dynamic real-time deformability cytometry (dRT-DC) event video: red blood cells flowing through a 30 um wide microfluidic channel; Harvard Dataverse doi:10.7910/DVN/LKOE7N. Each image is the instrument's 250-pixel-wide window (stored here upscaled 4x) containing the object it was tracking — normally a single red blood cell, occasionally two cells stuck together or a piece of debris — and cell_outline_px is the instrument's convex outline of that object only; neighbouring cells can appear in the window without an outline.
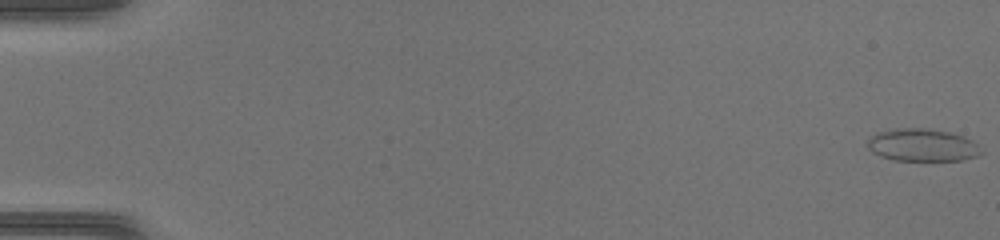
{"species": "common noctule bat (a hibernating species)", "species_latin": "Nyctalus noctula", "temperature_condition": "warm", "stored_images_in_passage": 47, "camera_frame_rate_fps": 3000, "um_per_image_px": 0.085, "animal": {"sex": "female", "body_mass_g": 17.0, "forearm_length_mm": 48.0}, "frame": {"image": 1, "passage_image": 1, "time_ms": 0.0, "image_size_px": [1000, 240], "cell_outline_px": [[984, 152], [980, 156], [964, 160], [892, 160], [880, 156], [872, 152], [868, 148], [868, 140], [876, 132], [896, 128], [920, 128], [948, 132], [964, 136], [972, 140]], "centroid_in_image_um": [78.41, 12.34], "position_along_channel_um": 6.6, "area_um2": 21.62}}
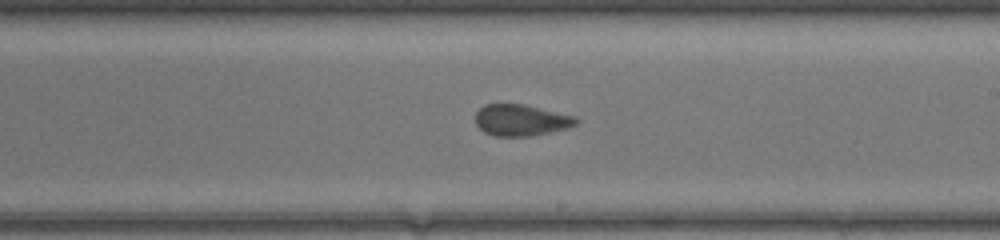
{"frame": {"image": 2, "passage_image": 29, "time_ms": 9.333, "image_size_px": [1000, 240], "cell_outline_px": [[580, 120], [576, 124], [568, 128], [528, 136], [496, 136], [484, 132], [476, 124], [476, 112], [484, 104], [524, 104], [576, 116]], "centroid_in_image_um": [44.3, 10.2], "position_along_channel_um": 244.7, "area_um2": 18.38}}
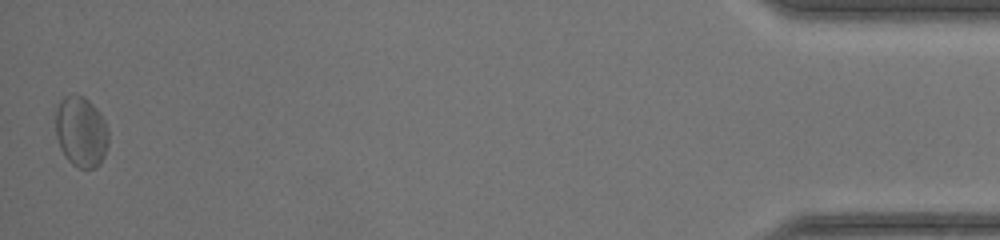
{"frame": {"image": 3, "passage_image": 47, "time_ms": 15.333, "image_size_px": [1000, 240], "cell_outline_px": [[108, 144], [104, 156], [100, 164], [96, 168], [76, 168], [68, 160], [60, 148], [56, 136], [56, 108], [60, 100], [64, 96], [72, 92], [84, 96], [100, 112], [108, 128]], "centroid_in_image_um": [6.89, 11.18], "position_along_channel_um": 428.3, "area_um2": 22.14}}